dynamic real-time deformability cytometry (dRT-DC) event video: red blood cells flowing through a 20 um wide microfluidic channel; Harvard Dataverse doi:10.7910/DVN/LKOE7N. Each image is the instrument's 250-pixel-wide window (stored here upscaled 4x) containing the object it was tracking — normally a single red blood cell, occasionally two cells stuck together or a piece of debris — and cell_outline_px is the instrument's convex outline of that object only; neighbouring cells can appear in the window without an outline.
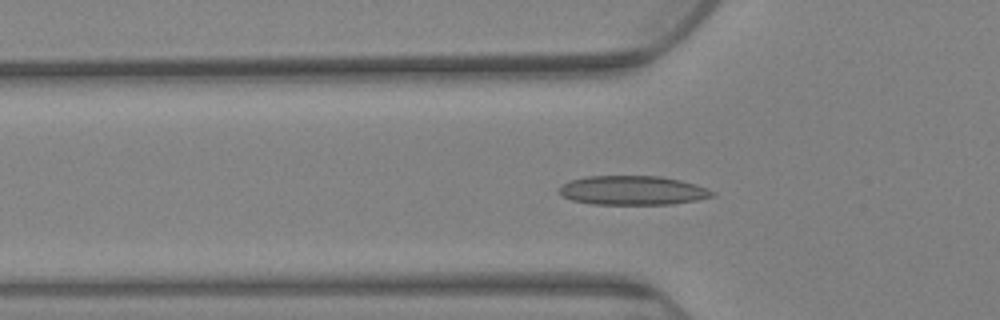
{"species": "Egyptian fruit bat (a non-hibernating species)", "species_latin": "Rousettus aegyptiacus", "temperature_condition": "warm", "stored_images_in_passage": 80, "camera_frame_rate_fps": 3000, "um_per_image_px": 0.085, "animal": {"sex": "female"}, "frame": {"image": 1, "passage_image": 26, "time_ms": 8.333, "image_size_px": [1000, 320], "cell_outline_px": [[716, 192], [712, 196], [696, 200], [672, 204], [592, 204], [572, 200], [564, 196], [560, 192], [560, 188], [564, 184], [572, 180], [588, 176], [660, 176], [680, 180], [696, 184], [708, 188]], "centroid_in_image_um": [53.82, 16.18], "position_along_channel_um": 72.0, "area_um2": 25.78}}
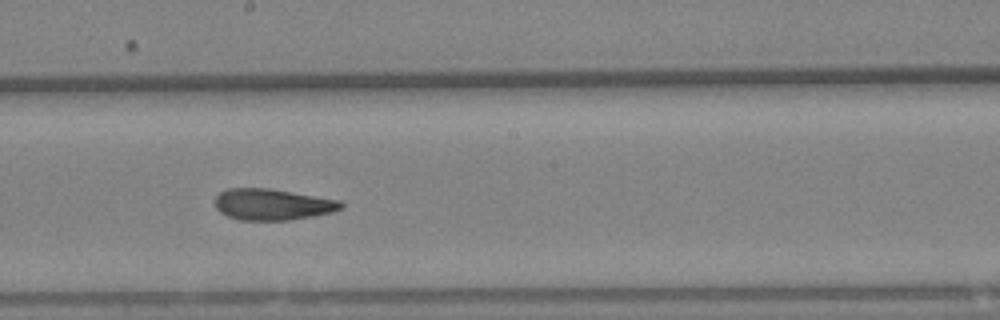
{"frame": {"image": 2, "passage_image": 44, "time_ms": 14.333, "image_size_px": [1000, 320], "cell_outline_px": [[344, 208], [332, 212], [312, 216], [288, 220], [240, 220], [228, 216], [220, 212], [216, 208], [216, 196], [220, 192], [228, 188], [268, 188], [340, 200], [344, 204]], "centroid_in_image_um": [23.17, 17.37], "position_along_channel_um": 225.0, "area_um2": 22.89}}
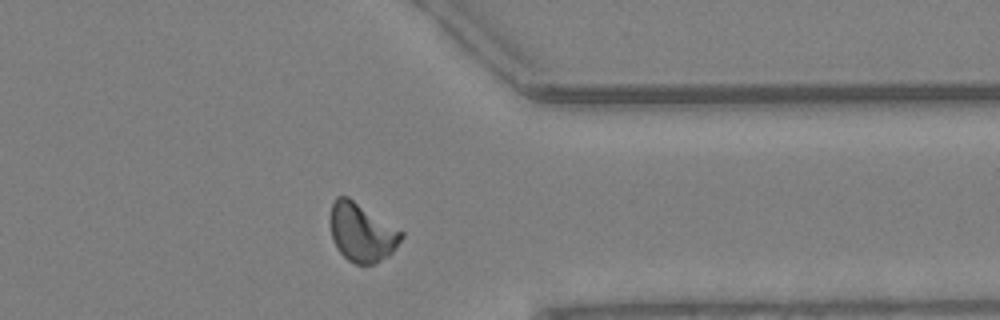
{"frame": {"image": 3, "passage_image": 63, "time_ms": 20.667, "image_size_px": [1000, 320], "cell_outline_px": [[404, 236], [392, 252], [388, 256], [376, 264], [356, 264], [348, 260], [336, 248], [332, 240], [328, 220], [332, 204], [336, 196], [348, 196], [404, 232]], "centroid_in_image_um": [30.72, 19.75], "position_along_channel_um": 380.7, "area_um2": 24.57}, "authors_computed_cell_mechanics": {"area_um2": 23.6113, "velocity_mm_per_s": 2.5524, "shape_relaxation_time_tau1_ms": null, "shape_relaxation_time_tau2_ms": 3.5015, "deformation_change_tau1": null, "deformation_change_tau2": 0.0876}}